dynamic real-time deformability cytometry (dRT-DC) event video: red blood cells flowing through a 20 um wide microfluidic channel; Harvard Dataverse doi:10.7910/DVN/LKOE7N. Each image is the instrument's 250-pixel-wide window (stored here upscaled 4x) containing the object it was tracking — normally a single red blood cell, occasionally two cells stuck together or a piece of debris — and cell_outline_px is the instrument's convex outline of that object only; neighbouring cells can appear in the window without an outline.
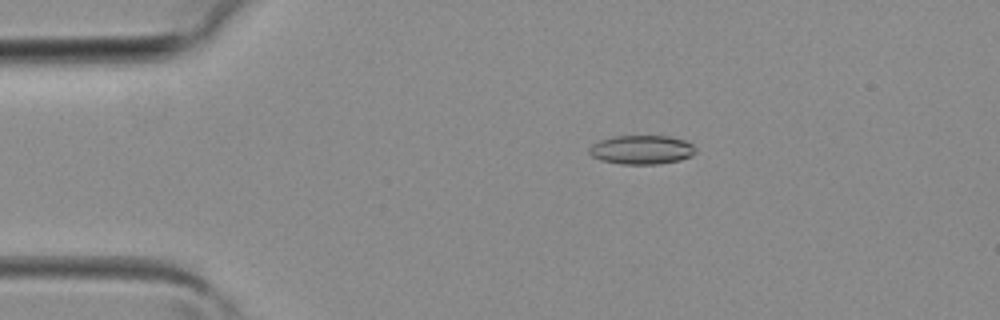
{"species": "common noctule bat (a hibernating species)", "species_latin": "Nyctalus noctula", "temperature_condition": "room temperature", "stored_images_in_passage": 39, "camera_frame_rate_fps": 3000, "um_per_image_px": 0.085, "animal": {"sex": "female", "body_mass_g": 19.3, "forearm_length_mm": 54.1}, "frame": {"image": 1, "passage_image": 7, "time_ms": 2.0, "image_size_px": [1000, 320], "cell_outline_px": [[696, 152], [692, 156], [680, 160], [660, 164], [620, 164], [600, 160], [592, 156], [588, 152], [588, 148], [592, 144], [600, 140], [616, 136], [668, 136], [684, 140], [692, 144], [696, 148]], "centroid_in_image_um": [54.54, 12.73], "position_along_channel_um": 30.5, "area_um2": 18.09}}
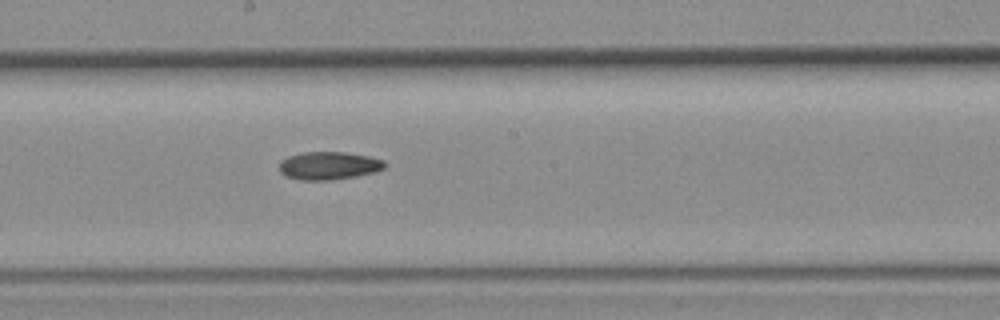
{"frame": {"image": 2, "passage_image": 21, "time_ms": 6.667, "image_size_px": [1000, 320], "cell_outline_px": [[388, 164], [384, 168], [372, 172], [356, 176], [328, 180], [300, 180], [284, 176], [280, 172], [280, 160], [288, 156], [304, 152], [344, 152], [368, 156], [384, 160]], "centroid_in_image_um": [27.93, 14.08], "position_along_channel_um": 220.3, "area_um2": 17.17}}
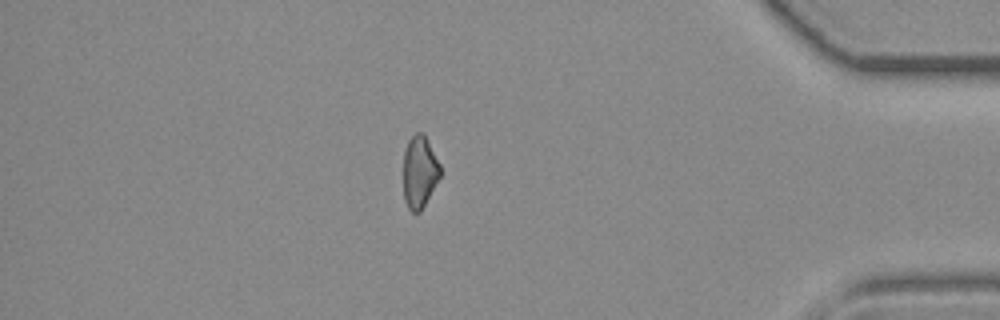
{"frame": {"image": 3, "passage_image": 34, "time_ms": 11.0, "image_size_px": [1000, 320], "cell_outline_px": [[440, 176], [420, 212], [412, 212], [408, 208], [404, 200], [404, 152], [408, 140], [416, 132], [424, 132], [440, 164]], "centroid_in_image_um": [35.65, 14.58], "position_along_channel_um": 399.5, "area_um2": 15.43}}